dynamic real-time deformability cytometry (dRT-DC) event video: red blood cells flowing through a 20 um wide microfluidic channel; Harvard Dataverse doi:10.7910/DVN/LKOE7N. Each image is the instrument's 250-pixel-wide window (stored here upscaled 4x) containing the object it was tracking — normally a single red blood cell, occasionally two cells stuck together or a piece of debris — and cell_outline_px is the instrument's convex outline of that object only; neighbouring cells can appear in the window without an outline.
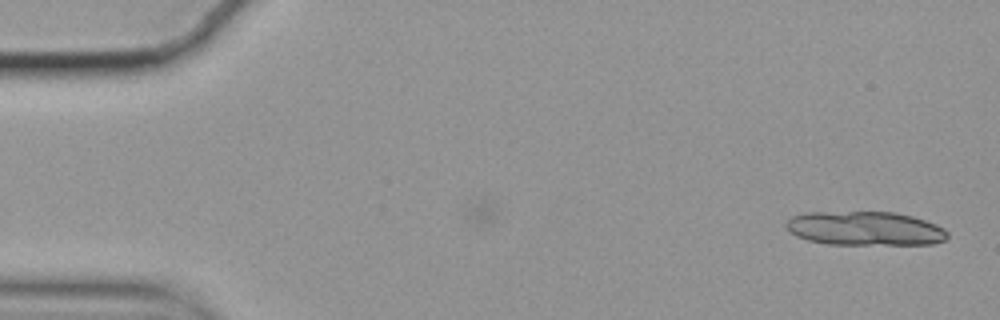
{"species": "common noctule bat (a hibernating species)", "species_latin": "Nyctalus noctula", "temperature_condition": "cold", "stored_images_in_passage": 14, "camera_frame_rate_fps": 3000, "um_per_image_px": 0.085, "animal": {"sex": "female", "body_mass_g": 19.9}, "frame": {"image": 1, "passage_image": 1, "time_ms": 0.0, "image_size_px": [1000, 320], "cell_outline_px": [[948, 236], [944, 240], [932, 244], [828, 244], [808, 240], [796, 236], [784, 228], [784, 224], [792, 216], [804, 212], [896, 212], [912, 216], [936, 224], [944, 228], [948, 232]], "centroid_in_image_um": [73.49, 19.41], "position_along_channel_um": 11.5, "area_um2": 32.14}}